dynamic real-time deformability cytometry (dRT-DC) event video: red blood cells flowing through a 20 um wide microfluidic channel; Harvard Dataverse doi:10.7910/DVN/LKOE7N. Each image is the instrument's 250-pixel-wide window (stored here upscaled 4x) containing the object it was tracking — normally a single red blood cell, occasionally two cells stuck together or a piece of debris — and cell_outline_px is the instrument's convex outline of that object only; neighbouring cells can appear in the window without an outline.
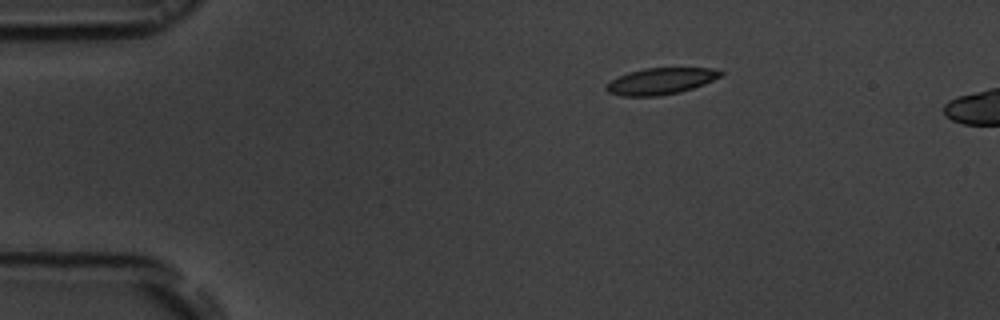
{"species": "common noctule bat (a hibernating species)", "species_latin": "Nyctalus noctula", "temperature_condition": "room temperature", "stored_images_in_passage": 44, "camera_frame_rate_fps": 3000, "um_per_image_px": 0.085, "animal": {"sex": "male", "body_mass_g": 19.5, "forearm_length_mm": 54.6}, "frame": {"image": 1, "passage_image": 1, "time_ms": 0.0, "image_size_px": [1000, 320], "cell_outline_px": [[724, 72], [720, 76], [704, 84], [680, 92], [656, 96], [620, 96], [608, 92], [604, 88], [604, 84], [628, 72], [644, 68], [712, 68]], "centroid_in_image_um": [56.11, 6.9], "position_along_channel_um": 28.9, "area_um2": 17.57}}
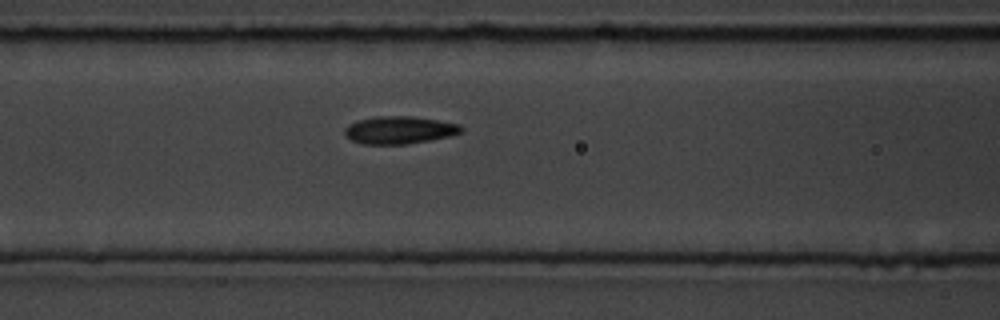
{"frame": {"image": 2, "passage_image": 14, "time_ms": 4.333, "image_size_px": [1000, 320], "cell_outline_px": [[464, 132], [448, 136], [428, 140], [404, 144], [364, 144], [352, 140], [344, 136], [344, 128], [348, 124], [356, 120], [376, 116], [412, 116], [460, 124], [464, 128]], "centroid_in_image_um": [33.91, 11.04], "position_along_channel_um": 132.7, "area_um2": 18.79}}
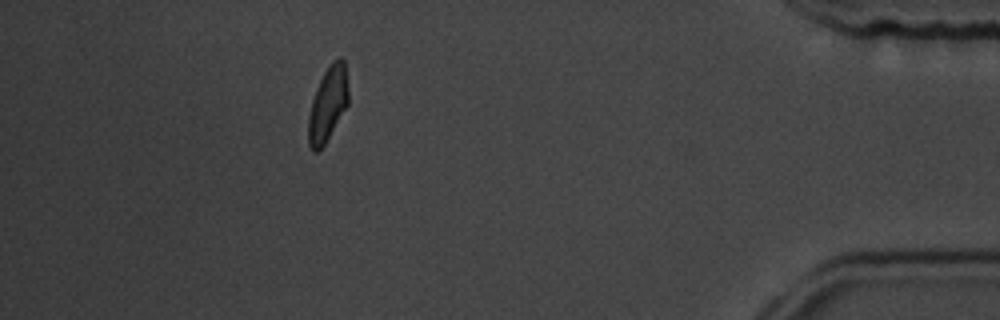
{"frame": {"image": 3, "passage_image": 40, "time_ms": 13.0, "image_size_px": [1000, 320], "cell_outline_px": [[348, 104], [324, 144], [316, 152], [312, 152], [308, 144], [308, 116], [312, 100], [316, 88], [324, 72], [332, 60], [340, 56], [344, 60], [348, 88]], "centroid_in_image_um": [27.85, 8.82], "position_along_channel_um": 407.3, "area_um2": 17.28}}